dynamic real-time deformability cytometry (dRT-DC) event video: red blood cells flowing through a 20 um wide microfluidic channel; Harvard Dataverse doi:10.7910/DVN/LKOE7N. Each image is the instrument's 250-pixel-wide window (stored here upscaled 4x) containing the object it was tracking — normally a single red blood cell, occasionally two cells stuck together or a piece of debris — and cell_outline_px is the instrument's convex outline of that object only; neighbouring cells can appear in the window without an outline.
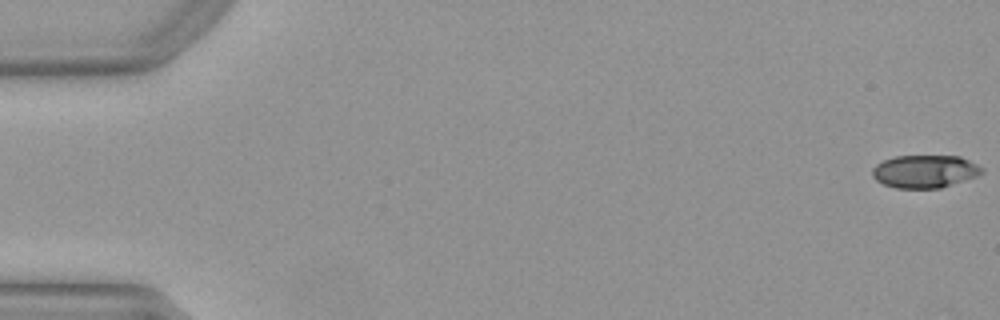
{"species": "Egyptian fruit bat (a non-hibernating species)", "species_latin": "Rousettus aegyptiacus", "temperature_condition": "warm", "stored_images_in_passage": 7, "camera_frame_rate_fps": 3000, "um_per_image_px": 0.085, "animal": {"sex": "female"}, "frame": {"image": 1, "passage_image": 1, "time_ms": 0.0, "image_size_px": [1000, 320], "cell_outline_px": [[984, 172], [976, 176], [940, 188], [896, 188], [884, 184], [876, 180], [872, 176], [872, 168], [876, 164], [884, 160], [896, 156], [960, 156], [984, 168]], "centroid_in_image_um": [78.6, 14.57], "position_along_channel_um": 6.4, "area_um2": 20.87}}